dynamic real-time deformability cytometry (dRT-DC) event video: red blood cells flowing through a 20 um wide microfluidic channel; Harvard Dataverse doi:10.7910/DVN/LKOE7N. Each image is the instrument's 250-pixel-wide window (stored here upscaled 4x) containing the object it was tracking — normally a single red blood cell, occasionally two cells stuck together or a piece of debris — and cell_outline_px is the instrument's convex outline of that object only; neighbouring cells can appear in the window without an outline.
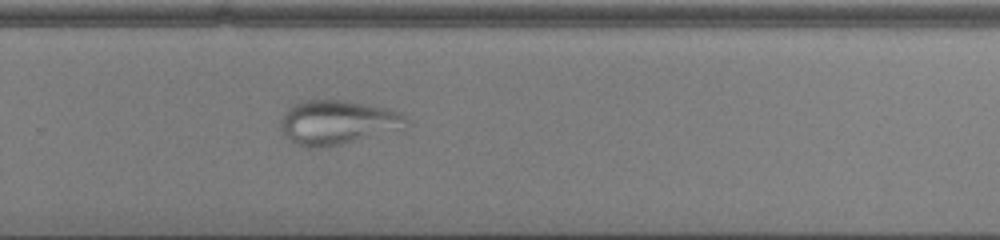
{"species": "common noctule bat (a hibernating species)", "species_latin": "Nyctalus noctula", "temperature_condition": "cold", "stored_images_in_passage": 48, "camera_frame_rate_fps": 3000, "um_per_image_px": 0.085, "animal": {"sex": "male", "body_mass_g": 13.0, "forearm_length_mm": 53.1}, "frame": {"image": 1, "passage_image": 32, "time_ms": 10.333, "image_size_px": [1000, 240], "cell_outline_px": [[408, 120], [404, 128], [340, 144], [320, 148], [308, 148], [296, 144], [280, 128], [280, 116], [288, 108], [304, 100], [340, 100], [388, 108], [400, 112]], "centroid_in_image_um": [28.65, 10.39], "position_along_channel_um": 301.1, "area_um2": 31.96}}
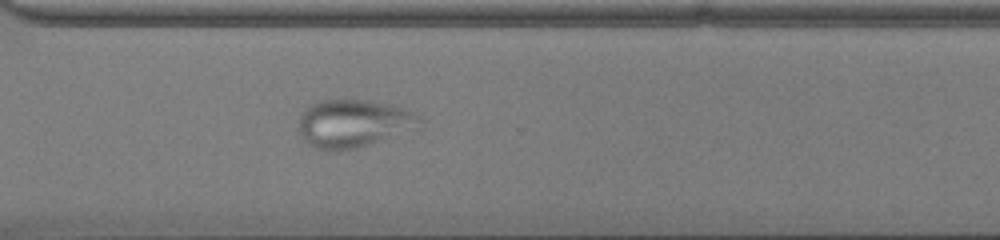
{"frame": {"image": 2, "passage_image": 35, "time_ms": 11.333, "image_size_px": [1000, 240], "cell_outline_px": [[424, 124], [420, 132], [356, 148], [336, 152], [328, 152], [316, 148], [308, 144], [304, 140], [296, 128], [300, 116], [312, 104], [320, 100], [360, 100], [384, 104], [400, 108], [412, 112]], "centroid_in_image_um": [30.11, 10.56], "position_along_channel_um": 340.5, "area_um2": 34.62}}
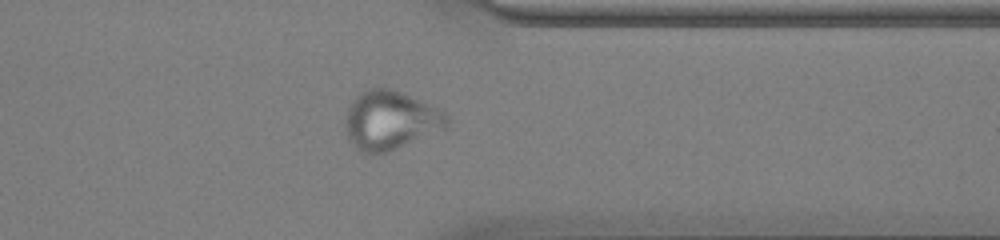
{"frame": {"image": 3, "passage_image": 38, "time_ms": 12.333, "image_size_px": [1000, 240], "cell_outline_px": [[448, 128], [388, 152], [364, 152], [356, 148], [348, 140], [344, 124], [348, 108], [352, 100], [360, 92], [368, 88], [392, 88], [436, 108], [444, 112], [448, 116]], "centroid_in_image_um": [33.16, 10.22], "position_along_channel_um": 378.2, "area_um2": 34.68}}